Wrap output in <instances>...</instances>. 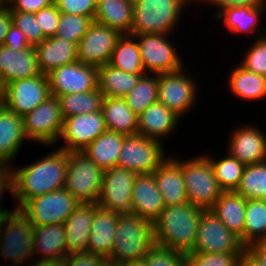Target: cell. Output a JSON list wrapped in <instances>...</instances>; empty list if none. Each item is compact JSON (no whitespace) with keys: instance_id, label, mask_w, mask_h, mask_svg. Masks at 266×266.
<instances>
[{"instance_id":"cell-1","label":"cell","mask_w":266,"mask_h":266,"mask_svg":"<svg viewBox=\"0 0 266 266\" xmlns=\"http://www.w3.org/2000/svg\"><path fill=\"white\" fill-rule=\"evenodd\" d=\"M48 155L40 157L35 162L13 168V198L15 208L19 209L27 200L44 195L64 187L68 152L56 147Z\"/></svg>"},{"instance_id":"cell-2","label":"cell","mask_w":266,"mask_h":266,"mask_svg":"<svg viewBox=\"0 0 266 266\" xmlns=\"http://www.w3.org/2000/svg\"><path fill=\"white\" fill-rule=\"evenodd\" d=\"M204 210L190 202L165 206L153 222L155 244L184 254L191 252Z\"/></svg>"},{"instance_id":"cell-3","label":"cell","mask_w":266,"mask_h":266,"mask_svg":"<svg viewBox=\"0 0 266 266\" xmlns=\"http://www.w3.org/2000/svg\"><path fill=\"white\" fill-rule=\"evenodd\" d=\"M154 245L152 221L135 214L119 215L112 251L107 260L127 264L143 259Z\"/></svg>"},{"instance_id":"cell-4","label":"cell","mask_w":266,"mask_h":266,"mask_svg":"<svg viewBox=\"0 0 266 266\" xmlns=\"http://www.w3.org/2000/svg\"><path fill=\"white\" fill-rule=\"evenodd\" d=\"M194 0H133L131 35L175 34L183 12ZM182 14V15H181ZM180 21V22H179Z\"/></svg>"},{"instance_id":"cell-5","label":"cell","mask_w":266,"mask_h":266,"mask_svg":"<svg viewBox=\"0 0 266 266\" xmlns=\"http://www.w3.org/2000/svg\"><path fill=\"white\" fill-rule=\"evenodd\" d=\"M33 237L34 227L19 209L3 215L0 220V258L14 263L34 260Z\"/></svg>"},{"instance_id":"cell-6","label":"cell","mask_w":266,"mask_h":266,"mask_svg":"<svg viewBox=\"0 0 266 266\" xmlns=\"http://www.w3.org/2000/svg\"><path fill=\"white\" fill-rule=\"evenodd\" d=\"M182 172L188 201L205 210L211 209L223 191L209 159L203 154L184 159Z\"/></svg>"},{"instance_id":"cell-7","label":"cell","mask_w":266,"mask_h":266,"mask_svg":"<svg viewBox=\"0 0 266 266\" xmlns=\"http://www.w3.org/2000/svg\"><path fill=\"white\" fill-rule=\"evenodd\" d=\"M81 202L64 187L27 200L19 211L33 227L49 224H65L73 210Z\"/></svg>"},{"instance_id":"cell-8","label":"cell","mask_w":266,"mask_h":266,"mask_svg":"<svg viewBox=\"0 0 266 266\" xmlns=\"http://www.w3.org/2000/svg\"><path fill=\"white\" fill-rule=\"evenodd\" d=\"M103 170L83 152H68L64 188L81 203L97 202L102 188Z\"/></svg>"},{"instance_id":"cell-9","label":"cell","mask_w":266,"mask_h":266,"mask_svg":"<svg viewBox=\"0 0 266 266\" xmlns=\"http://www.w3.org/2000/svg\"><path fill=\"white\" fill-rule=\"evenodd\" d=\"M24 134L29 142L34 141L46 147L57 146L62 132L63 116L57 97L50 96L33 111L22 117Z\"/></svg>"},{"instance_id":"cell-10","label":"cell","mask_w":266,"mask_h":266,"mask_svg":"<svg viewBox=\"0 0 266 266\" xmlns=\"http://www.w3.org/2000/svg\"><path fill=\"white\" fill-rule=\"evenodd\" d=\"M184 69L186 68L158 74V102L164 104L180 118L195 107L200 94L197 92L200 89L198 82H195L197 79L187 74Z\"/></svg>"},{"instance_id":"cell-11","label":"cell","mask_w":266,"mask_h":266,"mask_svg":"<svg viewBox=\"0 0 266 266\" xmlns=\"http://www.w3.org/2000/svg\"><path fill=\"white\" fill-rule=\"evenodd\" d=\"M164 144L142 135L125 136L117 166L136 174L153 173L167 158Z\"/></svg>"},{"instance_id":"cell-12","label":"cell","mask_w":266,"mask_h":266,"mask_svg":"<svg viewBox=\"0 0 266 266\" xmlns=\"http://www.w3.org/2000/svg\"><path fill=\"white\" fill-rule=\"evenodd\" d=\"M146 73L159 74L175 72L184 66L180 53L176 50L170 34L135 35ZM176 47V48H175Z\"/></svg>"},{"instance_id":"cell-13","label":"cell","mask_w":266,"mask_h":266,"mask_svg":"<svg viewBox=\"0 0 266 266\" xmlns=\"http://www.w3.org/2000/svg\"><path fill=\"white\" fill-rule=\"evenodd\" d=\"M51 96L47 74L18 79L5 85L0 102L19 116L33 111Z\"/></svg>"},{"instance_id":"cell-14","label":"cell","mask_w":266,"mask_h":266,"mask_svg":"<svg viewBox=\"0 0 266 266\" xmlns=\"http://www.w3.org/2000/svg\"><path fill=\"white\" fill-rule=\"evenodd\" d=\"M136 175L118 166L104 170L98 205L118 215L134 214L131 194Z\"/></svg>"},{"instance_id":"cell-15","label":"cell","mask_w":266,"mask_h":266,"mask_svg":"<svg viewBox=\"0 0 266 266\" xmlns=\"http://www.w3.org/2000/svg\"><path fill=\"white\" fill-rule=\"evenodd\" d=\"M245 247L210 209L204 210L199 221L194 248L191 252H244Z\"/></svg>"},{"instance_id":"cell-16","label":"cell","mask_w":266,"mask_h":266,"mask_svg":"<svg viewBox=\"0 0 266 266\" xmlns=\"http://www.w3.org/2000/svg\"><path fill=\"white\" fill-rule=\"evenodd\" d=\"M47 77L54 97L93 91L98 87V67L80 61L55 68Z\"/></svg>"},{"instance_id":"cell-17","label":"cell","mask_w":266,"mask_h":266,"mask_svg":"<svg viewBox=\"0 0 266 266\" xmlns=\"http://www.w3.org/2000/svg\"><path fill=\"white\" fill-rule=\"evenodd\" d=\"M107 130L102 111L65 118L58 141L67 152H81Z\"/></svg>"},{"instance_id":"cell-18","label":"cell","mask_w":266,"mask_h":266,"mask_svg":"<svg viewBox=\"0 0 266 266\" xmlns=\"http://www.w3.org/2000/svg\"><path fill=\"white\" fill-rule=\"evenodd\" d=\"M121 35L117 30L94 20L77 44L78 61L96 67L109 63Z\"/></svg>"},{"instance_id":"cell-19","label":"cell","mask_w":266,"mask_h":266,"mask_svg":"<svg viewBox=\"0 0 266 266\" xmlns=\"http://www.w3.org/2000/svg\"><path fill=\"white\" fill-rule=\"evenodd\" d=\"M234 129L229 135L226 152L245 165L266 161V134L261 128L254 123Z\"/></svg>"},{"instance_id":"cell-20","label":"cell","mask_w":266,"mask_h":266,"mask_svg":"<svg viewBox=\"0 0 266 266\" xmlns=\"http://www.w3.org/2000/svg\"><path fill=\"white\" fill-rule=\"evenodd\" d=\"M165 206L185 204L188 201L183 181L182 159L168 158L153 172Z\"/></svg>"},{"instance_id":"cell-21","label":"cell","mask_w":266,"mask_h":266,"mask_svg":"<svg viewBox=\"0 0 266 266\" xmlns=\"http://www.w3.org/2000/svg\"><path fill=\"white\" fill-rule=\"evenodd\" d=\"M41 74L37 53L33 46L22 50H11L0 46V77L4 85L12 81L30 78Z\"/></svg>"},{"instance_id":"cell-22","label":"cell","mask_w":266,"mask_h":266,"mask_svg":"<svg viewBox=\"0 0 266 266\" xmlns=\"http://www.w3.org/2000/svg\"><path fill=\"white\" fill-rule=\"evenodd\" d=\"M25 140L22 116L0 102V164L15 167L14 160Z\"/></svg>"},{"instance_id":"cell-23","label":"cell","mask_w":266,"mask_h":266,"mask_svg":"<svg viewBox=\"0 0 266 266\" xmlns=\"http://www.w3.org/2000/svg\"><path fill=\"white\" fill-rule=\"evenodd\" d=\"M180 119L164 104L156 102L138 116L137 134L163 143L164 138L177 130Z\"/></svg>"},{"instance_id":"cell-24","label":"cell","mask_w":266,"mask_h":266,"mask_svg":"<svg viewBox=\"0 0 266 266\" xmlns=\"http://www.w3.org/2000/svg\"><path fill=\"white\" fill-rule=\"evenodd\" d=\"M131 201L135 215L156 220L165 204L153 173L136 175Z\"/></svg>"},{"instance_id":"cell-25","label":"cell","mask_w":266,"mask_h":266,"mask_svg":"<svg viewBox=\"0 0 266 266\" xmlns=\"http://www.w3.org/2000/svg\"><path fill=\"white\" fill-rule=\"evenodd\" d=\"M118 219L119 215L116 211L102 208L99 205L96 207L86 252L103 256L106 259L110 256Z\"/></svg>"},{"instance_id":"cell-26","label":"cell","mask_w":266,"mask_h":266,"mask_svg":"<svg viewBox=\"0 0 266 266\" xmlns=\"http://www.w3.org/2000/svg\"><path fill=\"white\" fill-rule=\"evenodd\" d=\"M97 202L80 203L66 220L67 255L74 252H86Z\"/></svg>"},{"instance_id":"cell-27","label":"cell","mask_w":266,"mask_h":266,"mask_svg":"<svg viewBox=\"0 0 266 266\" xmlns=\"http://www.w3.org/2000/svg\"><path fill=\"white\" fill-rule=\"evenodd\" d=\"M34 48L39 70L43 74L78 61L77 44L57 36L46 38Z\"/></svg>"},{"instance_id":"cell-28","label":"cell","mask_w":266,"mask_h":266,"mask_svg":"<svg viewBox=\"0 0 266 266\" xmlns=\"http://www.w3.org/2000/svg\"><path fill=\"white\" fill-rule=\"evenodd\" d=\"M34 259L63 260L67 256L66 229L63 224L34 227Z\"/></svg>"},{"instance_id":"cell-29","label":"cell","mask_w":266,"mask_h":266,"mask_svg":"<svg viewBox=\"0 0 266 266\" xmlns=\"http://www.w3.org/2000/svg\"><path fill=\"white\" fill-rule=\"evenodd\" d=\"M246 198L235 191L222 192L210 209L218 219L240 239L244 246Z\"/></svg>"},{"instance_id":"cell-30","label":"cell","mask_w":266,"mask_h":266,"mask_svg":"<svg viewBox=\"0 0 266 266\" xmlns=\"http://www.w3.org/2000/svg\"><path fill=\"white\" fill-rule=\"evenodd\" d=\"M266 7H235L223 10L215 18L216 21L223 22L224 26L235 34L252 33L257 38L266 35V28L259 27L260 20L265 14ZM219 20V21H218ZM257 31V32H256Z\"/></svg>"},{"instance_id":"cell-31","label":"cell","mask_w":266,"mask_h":266,"mask_svg":"<svg viewBox=\"0 0 266 266\" xmlns=\"http://www.w3.org/2000/svg\"><path fill=\"white\" fill-rule=\"evenodd\" d=\"M94 20L121 34H130L133 22V0H97Z\"/></svg>"},{"instance_id":"cell-32","label":"cell","mask_w":266,"mask_h":266,"mask_svg":"<svg viewBox=\"0 0 266 266\" xmlns=\"http://www.w3.org/2000/svg\"><path fill=\"white\" fill-rule=\"evenodd\" d=\"M232 69L228 76V88L233 96L245 101L266 99L265 76L248 71L240 64Z\"/></svg>"},{"instance_id":"cell-33","label":"cell","mask_w":266,"mask_h":266,"mask_svg":"<svg viewBox=\"0 0 266 266\" xmlns=\"http://www.w3.org/2000/svg\"><path fill=\"white\" fill-rule=\"evenodd\" d=\"M101 111L107 130L126 136L137 134L138 116L123 98L104 97Z\"/></svg>"},{"instance_id":"cell-34","label":"cell","mask_w":266,"mask_h":266,"mask_svg":"<svg viewBox=\"0 0 266 266\" xmlns=\"http://www.w3.org/2000/svg\"><path fill=\"white\" fill-rule=\"evenodd\" d=\"M126 135L106 130L83 151L103 171L117 166L123 140Z\"/></svg>"},{"instance_id":"cell-35","label":"cell","mask_w":266,"mask_h":266,"mask_svg":"<svg viewBox=\"0 0 266 266\" xmlns=\"http://www.w3.org/2000/svg\"><path fill=\"white\" fill-rule=\"evenodd\" d=\"M143 75L128 73L107 63L98 67V89L104 97L124 98Z\"/></svg>"},{"instance_id":"cell-36","label":"cell","mask_w":266,"mask_h":266,"mask_svg":"<svg viewBox=\"0 0 266 266\" xmlns=\"http://www.w3.org/2000/svg\"><path fill=\"white\" fill-rule=\"evenodd\" d=\"M109 64L132 74H146L135 35L122 34L113 50Z\"/></svg>"},{"instance_id":"cell-37","label":"cell","mask_w":266,"mask_h":266,"mask_svg":"<svg viewBox=\"0 0 266 266\" xmlns=\"http://www.w3.org/2000/svg\"><path fill=\"white\" fill-rule=\"evenodd\" d=\"M266 241V200L246 199L244 247Z\"/></svg>"},{"instance_id":"cell-38","label":"cell","mask_w":266,"mask_h":266,"mask_svg":"<svg viewBox=\"0 0 266 266\" xmlns=\"http://www.w3.org/2000/svg\"><path fill=\"white\" fill-rule=\"evenodd\" d=\"M205 156L213 166L215 178L220 189L223 192L236 191L246 165L231 156L228 152L220 159L209 154H205Z\"/></svg>"},{"instance_id":"cell-39","label":"cell","mask_w":266,"mask_h":266,"mask_svg":"<svg viewBox=\"0 0 266 266\" xmlns=\"http://www.w3.org/2000/svg\"><path fill=\"white\" fill-rule=\"evenodd\" d=\"M63 119L84 113L101 111L104 100L98 87L93 91L72 93L57 97Z\"/></svg>"},{"instance_id":"cell-40","label":"cell","mask_w":266,"mask_h":266,"mask_svg":"<svg viewBox=\"0 0 266 266\" xmlns=\"http://www.w3.org/2000/svg\"><path fill=\"white\" fill-rule=\"evenodd\" d=\"M123 99L128 107L139 116L150 105L158 102V74L143 75Z\"/></svg>"},{"instance_id":"cell-41","label":"cell","mask_w":266,"mask_h":266,"mask_svg":"<svg viewBox=\"0 0 266 266\" xmlns=\"http://www.w3.org/2000/svg\"><path fill=\"white\" fill-rule=\"evenodd\" d=\"M235 192L246 199L266 200V161L246 165Z\"/></svg>"},{"instance_id":"cell-42","label":"cell","mask_w":266,"mask_h":266,"mask_svg":"<svg viewBox=\"0 0 266 266\" xmlns=\"http://www.w3.org/2000/svg\"><path fill=\"white\" fill-rule=\"evenodd\" d=\"M93 21L94 19L91 17L60 12L58 29L55 36L78 44Z\"/></svg>"},{"instance_id":"cell-43","label":"cell","mask_w":266,"mask_h":266,"mask_svg":"<svg viewBox=\"0 0 266 266\" xmlns=\"http://www.w3.org/2000/svg\"><path fill=\"white\" fill-rule=\"evenodd\" d=\"M243 252L186 254V266H237Z\"/></svg>"},{"instance_id":"cell-44","label":"cell","mask_w":266,"mask_h":266,"mask_svg":"<svg viewBox=\"0 0 266 266\" xmlns=\"http://www.w3.org/2000/svg\"><path fill=\"white\" fill-rule=\"evenodd\" d=\"M240 65L248 71L266 77V35L255 38Z\"/></svg>"},{"instance_id":"cell-45","label":"cell","mask_w":266,"mask_h":266,"mask_svg":"<svg viewBox=\"0 0 266 266\" xmlns=\"http://www.w3.org/2000/svg\"><path fill=\"white\" fill-rule=\"evenodd\" d=\"M11 20L12 24L25 34L31 46L35 47L46 39L35 20L34 13L11 11Z\"/></svg>"},{"instance_id":"cell-46","label":"cell","mask_w":266,"mask_h":266,"mask_svg":"<svg viewBox=\"0 0 266 266\" xmlns=\"http://www.w3.org/2000/svg\"><path fill=\"white\" fill-rule=\"evenodd\" d=\"M144 258L147 266H186V254L157 244Z\"/></svg>"},{"instance_id":"cell-47","label":"cell","mask_w":266,"mask_h":266,"mask_svg":"<svg viewBox=\"0 0 266 266\" xmlns=\"http://www.w3.org/2000/svg\"><path fill=\"white\" fill-rule=\"evenodd\" d=\"M34 17L46 38L56 35L60 11L55 3L34 13Z\"/></svg>"},{"instance_id":"cell-48","label":"cell","mask_w":266,"mask_h":266,"mask_svg":"<svg viewBox=\"0 0 266 266\" xmlns=\"http://www.w3.org/2000/svg\"><path fill=\"white\" fill-rule=\"evenodd\" d=\"M61 13L77 14L94 19L97 0H54Z\"/></svg>"},{"instance_id":"cell-49","label":"cell","mask_w":266,"mask_h":266,"mask_svg":"<svg viewBox=\"0 0 266 266\" xmlns=\"http://www.w3.org/2000/svg\"><path fill=\"white\" fill-rule=\"evenodd\" d=\"M196 1V2H195ZM195 3H201L216 8L215 17L223 10L235 7H266V0H194Z\"/></svg>"},{"instance_id":"cell-50","label":"cell","mask_w":266,"mask_h":266,"mask_svg":"<svg viewBox=\"0 0 266 266\" xmlns=\"http://www.w3.org/2000/svg\"><path fill=\"white\" fill-rule=\"evenodd\" d=\"M107 259L88 252H74L63 259L64 266H104Z\"/></svg>"},{"instance_id":"cell-51","label":"cell","mask_w":266,"mask_h":266,"mask_svg":"<svg viewBox=\"0 0 266 266\" xmlns=\"http://www.w3.org/2000/svg\"><path fill=\"white\" fill-rule=\"evenodd\" d=\"M54 0H13L9 5L10 11L36 13L40 9L49 7Z\"/></svg>"},{"instance_id":"cell-52","label":"cell","mask_w":266,"mask_h":266,"mask_svg":"<svg viewBox=\"0 0 266 266\" xmlns=\"http://www.w3.org/2000/svg\"><path fill=\"white\" fill-rule=\"evenodd\" d=\"M8 191L11 195H13V175H12V169L11 166L0 164V201H2L3 196L5 192ZM4 193V194H3ZM2 205V202H0V207ZM13 209H3L0 208V212L5 215L8 213H11Z\"/></svg>"},{"instance_id":"cell-53","label":"cell","mask_w":266,"mask_h":266,"mask_svg":"<svg viewBox=\"0 0 266 266\" xmlns=\"http://www.w3.org/2000/svg\"><path fill=\"white\" fill-rule=\"evenodd\" d=\"M3 45L9 47L13 51L26 49L31 46L25 34L13 24H11L8 29Z\"/></svg>"},{"instance_id":"cell-54","label":"cell","mask_w":266,"mask_h":266,"mask_svg":"<svg viewBox=\"0 0 266 266\" xmlns=\"http://www.w3.org/2000/svg\"><path fill=\"white\" fill-rule=\"evenodd\" d=\"M245 251L259 264V266H266V241L251 244L245 248Z\"/></svg>"},{"instance_id":"cell-55","label":"cell","mask_w":266,"mask_h":266,"mask_svg":"<svg viewBox=\"0 0 266 266\" xmlns=\"http://www.w3.org/2000/svg\"><path fill=\"white\" fill-rule=\"evenodd\" d=\"M12 24L11 11L8 6L0 9V46L4 44L8 29Z\"/></svg>"},{"instance_id":"cell-56","label":"cell","mask_w":266,"mask_h":266,"mask_svg":"<svg viewBox=\"0 0 266 266\" xmlns=\"http://www.w3.org/2000/svg\"><path fill=\"white\" fill-rule=\"evenodd\" d=\"M28 266H64L63 260H47V259H33Z\"/></svg>"},{"instance_id":"cell-57","label":"cell","mask_w":266,"mask_h":266,"mask_svg":"<svg viewBox=\"0 0 266 266\" xmlns=\"http://www.w3.org/2000/svg\"><path fill=\"white\" fill-rule=\"evenodd\" d=\"M237 266H259V264L244 251L239 257Z\"/></svg>"},{"instance_id":"cell-58","label":"cell","mask_w":266,"mask_h":266,"mask_svg":"<svg viewBox=\"0 0 266 266\" xmlns=\"http://www.w3.org/2000/svg\"><path fill=\"white\" fill-rule=\"evenodd\" d=\"M126 265L127 266H147V263H146V259L143 258V259L135 260L132 262H128Z\"/></svg>"},{"instance_id":"cell-59","label":"cell","mask_w":266,"mask_h":266,"mask_svg":"<svg viewBox=\"0 0 266 266\" xmlns=\"http://www.w3.org/2000/svg\"><path fill=\"white\" fill-rule=\"evenodd\" d=\"M104 266H127V265L124 263H116V262L107 260Z\"/></svg>"},{"instance_id":"cell-60","label":"cell","mask_w":266,"mask_h":266,"mask_svg":"<svg viewBox=\"0 0 266 266\" xmlns=\"http://www.w3.org/2000/svg\"><path fill=\"white\" fill-rule=\"evenodd\" d=\"M4 90H5V85H4V83L2 82V79H1V77H0V101H1V99H2V97H3V95H4Z\"/></svg>"},{"instance_id":"cell-61","label":"cell","mask_w":266,"mask_h":266,"mask_svg":"<svg viewBox=\"0 0 266 266\" xmlns=\"http://www.w3.org/2000/svg\"><path fill=\"white\" fill-rule=\"evenodd\" d=\"M22 265H27V263H14V262H11V264L10 265H8V266H22Z\"/></svg>"},{"instance_id":"cell-62","label":"cell","mask_w":266,"mask_h":266,"mask_svg":"<svg viewBox=\"0 0 266 266\" xmlns=\"http://www.w3.org/2000/svg\"><path fill=\"white\" fill-rule=\"evenodd\" d=\"M7 5L5 4L4 0H0V9L6 7Z\"/></svg>"},{"instance_id":"cell-63","label":"cell","mask_w":266,"mask_h":266,"mask_svg":"<svg viewBox=\"0 0 266 266\" xmlns=\"http://www.w3.org/2000/svg\"><path fill=\"white\" fill-rule=\"evenodd\" d=\"M13 0H4L5 4L8 6Z\"/></svg>"}]
</instances>
